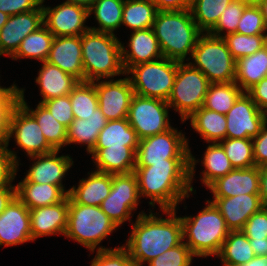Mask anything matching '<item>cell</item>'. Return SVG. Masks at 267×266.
Returning a JSON list of instances; mask_svg holds the SVG:
<instances>
[{"mask_svg": "<svg viewBox=\"0 0 267 266\" xmlns=\"http://www.w3.org/2000/svg\"><path fill=\"white\" fill-rule=\"evenodd\" d=\"M153 30L163 57L185 62L203 33L196 25L190 9L157 11Z\"/></svg>", "mask_w": 267, "mask_h": 266, "instance_id": "3", "label": "cell"}, {"mask_svg": "<svg viewBox=\"0 0 267 266\" xmlns=\"http://www.w3.org/2000/svg\"><path fill=\"white\" fill-rule=\"evenodd\" d=\"M139 138L136 131L130 126L128 118L107 121L100 131L94 148L130 147L135 153L138 148Z\"/></svg>", "mask_w": 267, "mask_h": 266, "instance_id": "32", "label": "cell"}, {"mask_svg": "<svg viewBox=\"0 0 267 266\" xmlns=\"http://www.w3.org/2000/svg\"><path fill=\"white\" fill-rule=\"evenodd\" d=\"M267 27L257 5H247L239 20L236 33L243 35L266 34Z\"/></svg>", "mask_w": 267, "mask_h": 266, "instance_id": "46", "label": "cell"}, {"mask_svg": "<svg viewBox=\"0 0 267 266\" xmlns=\"http://www.w3.org/2000/svg\"><path fill=\"white\" fill-rule=\"evenodd\" d=\"M54 37L55 36L43 24L40 28L23 39L11 58L14 60L18 58H35L44 62L49 56Z\"/></svg>", "mask_w": 267, "mask_h": 266, "instance_id": "35", "label": "cell"}, {"mask_svg": "<svg viewBox=\"0 0 267 266\" xmlns=\"http://www.w3.org/2000/svg\"><path fill=\"white\" fill-rule=\"evenodd\" d=\"M191 57L195 63L189 62V64L200 70L210 83L235 81L236 60L222 37L202 33L197 40Z\"/></svg>", "mask_w": 267, "mask_h": 266, "instance_id": "7", "label": "cell"}, {"mask_svg": "<svg viewBox=\"0 0 267 266\" xmlns=\"http://www.w3.org/2000/svg\"><path fill=\"white\" fill-rule=\"evenodd\" d=\"M157 9L151 0H125L122 23L133 31L153 28Z\"/></svg>", "mask_w": 267, "mask_h": 266, "instance_id": "36", "label": "cell"}, {"mask_svg": "<svg viewBox=\"0 0 267 266\" xmlns=\"http://www.w3.org/2000/svg\"><path fill=\"white\" fill-rule=\"evenodd\" d=\"M20 90L19 103L36 119L47 142L55 150L66 146L67 128L58 122L42 103H39L35 110L30 109L24 99V89Z\"/></svg>", "mask_w": 267, "mask_h": 266, "instance_id": "31", "label": "cell"}, {"mask_svg": "<svg viewBox=\"0 0 267 266\" xmlns=\"http://www.w3.org/2000/svg\"><path fill=\"white\" fill-rule=\"evenodd\" d=\"M69 190L61 186L34 182H19L16 185V197L28 208L51 206L62 202Z\"/></svg>", "mask_w": 267, "mask_h": 266, "instance_id": "28", "label": "cell"}, {"mask_svg": "<svg viewBox=\"0 0 267 266\" xmlns=\"http://www.w3.org/2000/svg\"><path fill=\"white\" fill-rule=\"evenodd\" d=\"M236 1H239L246 5H258V3L260 2V0H236Z\"/></svg>", "mask_w": 267, "mask_h": 266, "instance_id": "63", "label": "cell"}, {"mask_svg": "<svg viewBox=\"0 0 267 266\" xmlns=\"http://www.w3.org/2000/svg\"><path fill=\"white\" fill-rule=\"evenodd\" d=\"M42 104L51 112L52 116L66 128L73 122L74 115L69 95L53 98L42 102Z\"/></svg>", "mask_w": 267, "mask_h": 266, "instance_id": "49", "label": "cell"}, {"mask_svg": "<svg viewBox=\"0 0 267 266\" xmlns=\"http://www.w3.org/2000/svg\"><path fill=\"white\" fill-rule=\"evenodd\" d=\"M113 80L94 81L98 107L108 121L127 118L134 95L129 77Z\"/></svg>", "mask_w": 267, "mask_h": 266, "instance_id": "15", "label": "cell"}, {"mask_svg": "<svg viewBox=\"0 0 267 266\" xmlns=\"http://www.w3.org/2000/svg\"><path fill=\"white\" fill-rule=\"evenodd\" d=\"M232 0H193L190 11L202 32L208 33L218 22L224 9Z\"/></svg>", "mask_w": 267, "mask_h": 266, "instance_id": "40", "label": "cell"}, {"mask_svg": "<svg viewBox=\"0 0 267 266\" xmlns=\"http://www.w3.org/2000/svg\"><path fill=\"white\" fill-rule=\"evenodd\" d=\"M260 197L264 206H267V166L260 168Z\"/></svg>", "mask_w": 267, "mask_h": 266, "instance_id": "57", "label": "cell"}, {"mask_svg": "<svg viewBox=\"0 0 267 266\" xmlns=\"http://www.w3.org/2000/svg\"><path fill=\"white\" fill-rule=\"evenodd\" d=\"M157 11H181L190 9L189 0H151Z\"/></svg>", "mask_w": 267, "mask_h": 266, "instance_id": "55", "label": "cell"}, {"mask_svg": "<svg viewBox=\"0 0 267 266\" xmlns=\"http://www.w3.org/2000/svg\"><path fill=\"white\" fill-rule=\"evenodd\" d=\"M246 6L247 5L244 3L232 0L228 7L222 12L216 25L208 33L216 37H223L224 35L235 33ZM224 30L227 32L222 34V32L224 33Z\"/></svg>", "mask_w": 267, "mask_h": 266, "instance_id": "45", "label": "cell"}, {"mask_svg": "<svg viewBox=\"0 0 267 266\" xmlns=\"http://www.w3.org/2000/svg\"><path fill=\"white\" fill-rule=\"evenodd\" d=\"M125 0H96L88 10L89 17L93 12L99 27H89L90 30L114 34V30L122 23V13Z\"/></svg>", "mask_w": 267, "mask_h": 266, "instance_id": "37", "label": "cell"}, {"mask_svg": "<svg viewBox=\"0 0 267 266\" xmlns=\"http://www.w3.org/2000/svg\"><path fill=\"white\" fill-rule=\"evenodd\" d=\"M59 152V150H55L48 154L31 156V160L37 161L20 182L47 183L64 188L62 178L73 165V160L68 155L57 156Z\"/></svg>", "mask_w": 267, "mask_h": 266, "instance_id": "21", "label": "cell"}, {"mask_svg": "<svg viewBox=\"0 0 267 266\" xmlns=\"http://www.w3.org/2000/svg\"><path fill=\"white\" fill-rule=\"evenodd\" d=\"M32 240L47 235L65 234L67 228L69 196L51 206L29 209Z\"/></svg>", "mask_w": 267, "mask_h": 266, "instance_id": "22", "label": "cell"}, {"mask_svg": "<svg viewBox=\"0 0 267 266\" xmlns=\"http://www.w3.org/2000/svg\"><path fill=\"white\" fill-rule=\"evenodd\" d=\"M107 119L99 107L87 119L74 118L67 128V144H86L87 152L90 153L96 146L100 131L107 124Z\"/></svg>", "mask_w": 267, "mask_h": 266, "instance_id": "29", "label": "cell"}, {"mask_svg": "<svg viewBox=\"0 0 267 266\" xmlns=\"http://www.w3.org/2000/svg\"><path fill=\"white\" fill-rule=\"evenodd\" d=\"M122 43L113 34L88 30L81 35L84 81L94 82L126 75L122 63Z\"/></svg>", "mask_w": 267, "mask_h": 266, "instance_id": "4", "label": "cell"}, {"mask_svg": "<svg viewBox=\"0 0 267 266\" xmlns=\"http://www.w3.org/2000/svg\"><path fill=\"white\" fill-rule=\"evenodd\" d=\"M222 38L236 61L254 54L267 44V34L243 35L235 32Z\"/></svg>", "mask_w": 267, "mask_h": 266, "instance_id": "43", "label": "cell"}, {"mask_svg": "<svg viewBox=\"0 0 267 266\" xmlns=\"http://www.w3.org/2000/svg\"><path fill=\"white\" fill-rule=\"evenodd\" d=\"M18 163L15 152L6 148L4 143H0V186L13 182Z\"/></svg>", "mask_w": 267, "mask_h": 266, "instance_id": "50", "label": "cell"}, {"mask_svg": "<svg viewBox=\"0 0 267 266\" xmlns=\"http://www.w3.org/2000/svg\"><path fill=\"white\" fill-rule=\"evenodd\" d=\"M244 91L235 83H210L203 106L226 115Z\"/></svg>", "mask_w": 267, "mask_h": 266, "instance_id": "38", "label": "cell"}, {"mask_svg": "<svg viewBox=\"0 0 267 266\" xmlns=\"http://www.w3.org/2000/svg\"><path fill=\"white\" fill-rule=\"evenodd\" d=\"M206 204L197 216L180 217L184 243L196 257L217 256L230 232L215 204Z\"/></svg>", "mask_w": 267, "mask_h": 266, "instance_id": "5", "label": "cell"}, {"mask_svg": "<svg viewBox=\"0 0 267 266\" xmlns=\"http://www.w3.org/2000/svg\"><path fill=\"white\" fill-rule=\"evenodd\" d=\"M199 161L190 159H166V162L152 163L151 166H135L140 198L150 197L149 204H159L161 211L176 209L177 205L194 191L191 185L195 165Z\"/></svg>", "mask_w": 267, "mask_h": 266, "instance_id": "1", "label": "cell"}, {"mask_svg": "<svg viewBox=\"0 0 267 266\" xmlns=\"http://www.w3.org/2000/svg\"><path fill=\"white\" fill-rule=\"evenodd\" d=\"M46 61L84 81L81 36L54 37Z\"/></svg>", "mask_w": 267, "mask_h": 266, "instance_id": "23", "label": "cell"}, {"mask_svg": "<svg viewBox=\"0 0 267 266\" xmlns=\"http://www.w3.org/2000/svg\"><path fill=\"white\" fill-rule=\"evenodd\" d=\"M188 119H190L193 129L207 143L220 142L226 139L227 123L224 114L201 107Z\"/></svg>", "mask_w": 267, "mask_h": 266, "instance_id": "33", "label": "cell"}, {"mask_svg": "<svg viewBox=\"0 0 267 266\" xmlns=\"http://www.w3.org/2000/svg\"><path fill=\"white\" fill-rule=\"evenodd\" d=\"M44 0H0V11L9 16L36 10Z\"/></svg>", "mask_w": 267, "mask_h": 266, "instance_id": "52", "label": "cell"}, {"mask_svg": "<svg viewBox=\"0 0 267 266\" xmlns=\"http://www.w3.org/2000/svg\"><path fill=\"white\" fill-rule=\"evenodd\" d=\"M247 93L251 96L257 107L267 113V77L250 88Z\"/></svg>", "mask_w": 267, "mask_h": 266, "instance_id": "54", "label": "cell"}, {"mask_svg": "<svg viewBox=\"0 0 267 266\" xmlns=\"http://www.w3.org/2000/svg\"><path fill=\"white\" fill-rule=\"evenodd\" d=\"M9 15L0 11V29L7 22Z\"/></svg>", "mask_w": 267, "mask_h": 266, "instance_id": "62", "label": "cell"}, {"mask_svg": "<svg viewBox=\"0 0 267 266\" xmlns=\"http://www.w3.org/2000/svg\"><path fill=\"white\" fill-rule=\"evenodd\" d=\"M188 139L177 129L139 140L135 166H151L152 163L166 162V159H190Z\"/></svg>", "mask_w": 267, "mask_h": 266, "instance_id": "10", "label": "cell"}, {"mask_svg": "<svg viewBox=\"0 0 267 266\" xmlns=\"http://www.w3.org/2000/svg\"><path fill=\"white\" fill-rule=\"evenodd\" d=\"M43 9V23L45 27L55 36H81L90 28L85 26L89 12L86 8L72 3L62 4Z\"/></svg>", "mask_w": 267, "mask_h": 266, "instance_id": "16", "label": "cell"}, {"mask_svg": "<svg viewBox=\"0 0 267 266\" xmlns=\"http://www.w3.org/2000/svg\"><path fill=\"white\" fill-rule=\"evenodd\" d=\"M202 164L205 170L202 172L203 177L201 180L206 187L234 169L226 156L224 148L219 142L208 145L203 156Z\"/></svg>", "mask_w": 267, "mask_h": 266, "instance_id": "39", "label": "cell"}, {"mask_svg": "<svg viewBox=\"0 0 267 266\" xmlns=\"http://www.w3.org/2000/svg\"><path fill=\"white\" fill-rule=\"evenodd\" d=\"M168 218H158L155 213L141 212L132 225V232L123 247L128 251L135 266H143L165 251L183 241L182 222L176 209L163 210Z\"/></svg>", "mask_w": 267, "mask_h": 266, "instance_id": "2", "label": "cell"}, {"mask_svg": "<svg viewBox=\"0 0 267 266\" xmlns=\"http://www.w3.org/2000/svg\"><path fill=\"white\" fill-rule=\"evenodd\" d=\"M208 188L213 197H233L242 194H260V167L234 168L219 177Z\"/></svg>", "mask_w": 267, "mask_h": 266, "instance_id": "19", "label": "cell"}, {"mask_svg": "<svg viewBox=\"0 0 267 266\" xmlns=\"http://www.w3.org/2000/svg\"><path fill=\"white\" fill-rule=\"evenodd\" d=\"M91 266H135L128 251L123 247H98Z\"/></svg>", "mask_w": 267, "mask_h": 266, "instance_id": "48", "label": "cell"}, {"mask_svg": "<svg viewBox=\"0 0 267 266\" xmlns=\"http://www.w3.org/2000/svg\"><path fill=\"white\" fill-rule=\"evenodd\" d=\"M252 142L255 166H267V121L261 127L260 133L252 138Z\"/></svg>", "mask_w": 267, "mask_h": 266, "instance_id": "53", "label": "cell"}, {"mask_svg": "<svg viewBox=\"0 0 267 266\" xmlns=\"http://www.w3.org/2000/svg\"><path fill=\"white\" fill-rule=\"evenodd\" d=\"M112 187V174L99 171L91 172L87 179H81L76 189H69L68 196L81 205L100 206L109 195Z\"/></svg>", "mask_w": 267, "mask_h": 266, "instance_id": "25", "label": "cell"}, {"mask_svg": "<svg viewBox=\"0 0 267 266\" xmlns=\"http://www.w3.org/2000/svg\"><path fill=\"white\" fill-rule=\"evenodd\" d=\"M90 154L95 161L96 171L112 175L134 172L136 153L128 146L94 148Z\"/></svg>", "mask_w": 267, "mask_h": 266, "instance_id": "26", "label": "cell"}, {"mask_svg": "<svg viewBox=\"0 0 267 266\" xmlns=\"http://www.w3.org/2000/svg\"><path fill=\"white\" fill-rule=\"evenodd\" d=\"M12 136L29 157L55 151L47 142L36 119L20 103L15 106L10 116L8 133L4 142L6 148Z\"/></svg>", "mask_w": 267, "mask_h": 266, "instance_id": "12", "label": "cell"}, {"mask_svg": "<svg viewBox=\"0 0 267 266\" xmlns=\"http://www.w3.org/2000/svg\"><path fill=\"white\" fill-rule=\"evenodd\" d=\"M167 101L133 95L128 121L139 139L163 133L172 128L169 123Z\"/></svg>", "mask_w": 267, "mask_h": 266, "instance_id": "11", "label": "cell"}, {"mask_svg": "<svg viewBox=\"0 0 267 266\" xmlns=\"http://www.w3.org/2000/svg\"><path fill=\"white\" fill-rule=\"evenodd\" d=\"M233 168L255 166L252 138H226L219 142Z\"/></svg>", "mask_w": 267, "mask_h": 266, "instance_id": "42", "label": "cell"}, {"mask_svg": "<svg viewBox=\"0 0 267 266\" xmlns=\"http://www.w3.org/2000/svg\"><path fill=\"white\" fill-rule=\"evenodd\" d=\"M267 77V44L254 54L236 61L235 83L247 92Z\"/></svg>", "mask_w": 267, "mask_h": 266, "instance_id": "30", "label": "cell"}, {"mask_svg": "<svg viewBox=\"0 0 267 266\" xmlns=\"http://www.w3.org/2000/svg\"><path fill=\"white\" fill-rule=\"evenodd\" d=\"M134 94L167 101L177 74V61L162 57L133 66L127 73Z\"/></svg>", "mask_w": 267, "mask_h": 266, "instance_id": "8", "label": "cell"}, {"mask_svg": "<svg viewBox=\"0 0 267 266\" xmlns=\"http://www.w3.org/2000/svg\"><path fill=\"white\" fill-rule=\"evenodd\" d=\"M248 239L267 238V206L251 215L241 230Z\"/></svg>", "mask_w": 267, "mask_h": 266, "instance_id": "51", "label": "cell"}, {"mask_svg": "<svg viewBox=\"0 0 267 266\" xmlns=\"http://www.w3.org/2000/svg\"><path fill=\"white\" fill-rule=\"evenodd\" d=\"M216 257L221 258L223 266H242L255 257L249 239L241 231H230L220 252Z\"/></svg>", "mask_w": 267, "mask_h": 266, "instance_id": "34", "label": "cell"}, {"mask_svg": "<svg viewBox=\"0 0 267 266\" xmlns=\"http://www.w3.org/2000/svg\"><path fill=\"white\" fill-rule=\"evenodd\" d=\"M195 257L190 248L182 241L179 245L165 251L149 261L148 266H191Z\"/></svg>", "mask_w": 267, "mask_h": 266, "instance_id": "47", "label": "cell"}, {"mask_svg": "<svg viewBox=\"0 0 267 266\" xmlns=\"http://www.w3.org/2000/svg\"><path fill=\"white\" fill-rule=\"evenodd\" d=\"M69 96L74 118L85 120L98 108L94 82L79 81Z\"/></svg>", "mask_w": 267, "mask_h": 266, "instance_id": "41", "label": "cell"}, {"mask_svg": "<svg viewBox=\"0 0 267 266\" xmlns=\"http://www.w3.org/2000/svg\"><path fill=\"white\" fill-rule=\"evenodd\" d=\"M33 241L30 211L16 197L0 214V246H14Z\"/></svg>", "mask_w": 267, "mask_h": 266, "instance_id": "18", "label": "cell"}, {"mask_svg": "<svg viewBox=\"0 0 267 266\" xmlns=\"http://www.w3.org/2000/svg\"><path fill=\"white\" fill-rule=\"evenodd\" d=\"M16 198V186L5 184L0 186V214Z\"/></svg>", "mask_w": 267, "mask_h": 266, "instance_id": "56", "label": "cell"}, {"mask_svg": "<svg viewBox=\"0 0 267 266\" xmlns=\"http://www.w3.org/2000/svg\"><path fill=\"white\" fill-rule=\"evenodd\" d=\"M211 202L219 209L230 231L242 230L249 217L264 207L260 194L214 197Z\"/></svg>", "mask_w": 267, "mask_h": 266, "instance_id": "20", "label": "cell"}, {"mask_svg": "<svg viewBox=\"0 0 267 266\" xmlns=\"http://www.w3.org/2000/svg\"><path fill=\"white\" fill-rule=\"evenodd\" d=\"M42 63L41 70H39L38 77H36V83L40 86V93L43 97L39 103L69 95L79 83L77 78L61 70L59 67L47 61Z\"/></svg>", "mask_w": 267, "mask_h": 266, "instance_id": "27", "label": "cell"}, {"mask_svg": "<svg viewBox=\"0 0 267 266\" xmlns=\"http://www.w3.org/2000/svg\"><path fill=\"white\" fill-rule=\"evenodd\" d=\"M257 6L261 10V13H262L263 18H264L265 25L267 27V0H260V2L258 3Z\"/></svg>", "mask_w": 267, "mask_h": 266, "instance_id": "61", "label": "cell"}, {"mask_svg": "<svg viewBox=\"0 0 267 266\" xmlns=\"http://www.w3.org/2000/svg\"><path fill=\"white\" fill-rule=\"evenodd\" d=\"M42 4L33 11L9 16L0 29V56H12L25 37L43 25Z\"/></svg>", "mask_w": 267, "mask_h": 266, "instance_id": "17", "label": "cell"}, {"mask_svg": "<svg viewBox=\"0 0 267 266\" xmlns=\"http://www.w3.org/2000/svg\"><path fill=\"white\" fill-rule=\"evenodd\" d=\"M242 266H267V255L255 256L252 260Z\"/></svg>", "mask_w": 267, "mask_h": 266, "instance_id": "59", "label": "cell"}, {"mask_svg": "<svg viewBox=\"0 0 267 266\" xmlns=\"http://www.w3.org/2000/svg\"><path fill=\"white\" fill-rule=\"evenodd\" d=\"M122 45V63L127 73L133 66L163 57L153 28L133 31L129 39L130 51Z\"/></svg>", "mask_w": 267, "mask_h": 266, "instance_id": "24", "label": "cell"}, {"mask_svg": "<svg viewBox=\"0 0 267 266\" xmlns=\"http://www.w3.org/2000/svg\"><path fill=\"white\" fill-rule=\"evenodd\" d=\"M21 90L13 84L9 88L0 89V143H4L7 137L10 116L19 103Z\"/></svg>", "mask_w": 267, "mask_h": 266, "instance_id": "44", "label": "cell"}, {"mask_svg": "<svg viewBox=\"0 0 267 266\" xmlns=\"http://www.w3.org/2000/svg\"><path fill=\"white\" fill-rule=\"evenodd\" d=\"M65 2L79 5L89 10L96 0H66Z\"/></svg>", "mask_w": 267, "mask_h": 266, "instance_id": "60", "label": "cell"}, {"mask_svg": "<svg viewBox=\"0 0 267 266\" xmlns=\"http://www.w3.org/2000/svg\"><path fill=\"white\" fill-rule=\"evenodd\" d=\"M225 116L226 138H254L267 121L266 113L257 107L247 92L238 97Z\"/></svg>", "mask_w": 267, "mask_h": 266, "instance_id": "14", "label": "cell"}, {"mask_svg": "<svg viewBox=\"0 0 267 266\" xmlns=\"http://www.w3.org/2000/svg\"><path fill=\"white\" fill-rule=\"evenodd\" d=\"M209 85L208 78L200 70L177 61V74L167 103L179 112L182 122L203 106Z\"/></svg>", "mask_w": 267, "mask_h": 266, "instance_id": "9", "label": "cell"}, {"mask_svg": "<svg viewBox=\"0 0 267 266\" xmlns=\"http://www.w3.org/2000/svg\"><path fill=\"white\" fill-rule=\"evenodd\" d=\"M250 245L255 256H266L267 255V238L266 239H249Z\"/></svg>", "mask_w": 267, "mask_h": 266, "instance_id": "58", "label": "cell"}, {"mask_svg": "<svg viewBox=\"0 0 267 266\" xmlns=\"http://www.w3.org/2000/svg\"><path fill=\"white\" fill-rule=\"evenodd\" d=\"M118 227L100 206L76 204L69 197L67 228L64 236L77 241L91 252Z\"/></svg>", "mask_w": 267, "mask_h": 266, "instance_id": "6", "label": "cell"}, {"mask_svg": "<svg viewBox=\"0 0 267 266\" xmlns=\"http://www.w3.org/2000/svg\"><path fill=\"white\" fill-rule=\"evenodd\" d=\"M139 199L138 181L134 173L112 175L110 193L100 208L118 227L132 217Z\"/></svg>", "mask_w": 267, "mask_h": 266, "instance_id": "13", "label": "cell"}]
</instances>
